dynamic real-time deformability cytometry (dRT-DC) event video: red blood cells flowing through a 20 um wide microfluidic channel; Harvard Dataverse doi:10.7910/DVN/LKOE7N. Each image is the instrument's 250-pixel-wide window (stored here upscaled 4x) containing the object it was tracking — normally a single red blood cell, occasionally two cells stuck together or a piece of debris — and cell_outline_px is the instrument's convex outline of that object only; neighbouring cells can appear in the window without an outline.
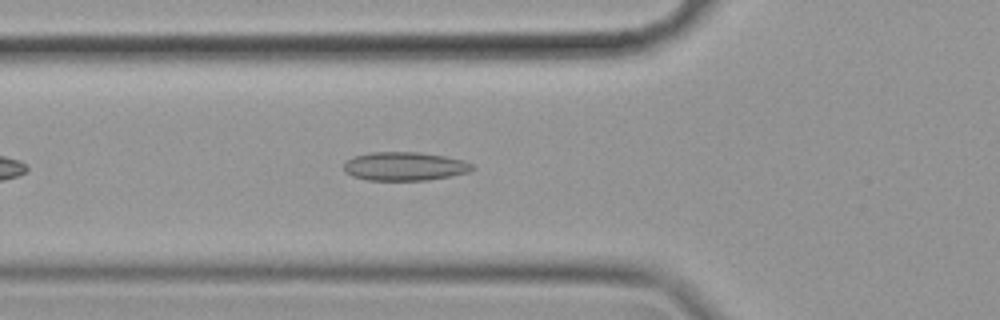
{"species": "common noctule bat (a hibernating species)", "species_latin": "Nyctalus noctula", "temperature_condition": "cold", "stored_images_in_passage": 44, "camera_frame_rate_fps": 3000, "um_per_image_px": 0.085, "animal": {"sex": "female", "body_mass_g": 19.9}, "frame": {"image": 1, "passage_image": 9, "time_ms": 2.667, "image_size_px": [1000, 320], "cell_outline_px": [[476, 168], [468, 172], [428, 180], [368, 180], [352, 176], [344, 172], [344, 164], [352, 156], [372, 152], [420, 152], [444, 156], [464, 160], [472, 164]], "centroid_in_image_um": [34.38, 14.13], "position_along_channel_um": 91.4, "area_um2": 21.44}}
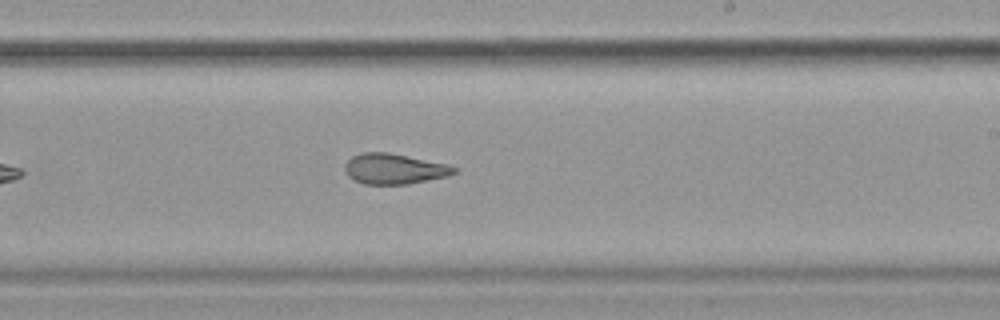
{"frame": {"image": 2, "passage_image": 23, "time_ms": 7.333, "image_size_px": [1000, 320], "cell_outline_px": [[456, 172], [448, 176], [408, 184], [364, 184], [348, 176], [344, 168], [344, 164], [352, 156], [360, 152], [388, 152], [448, 164], [456, 168]], "centroid_in_image_um": [33.49, 14.34], "position_along_channel_um": 255.5, "area_um2": 19.36}}
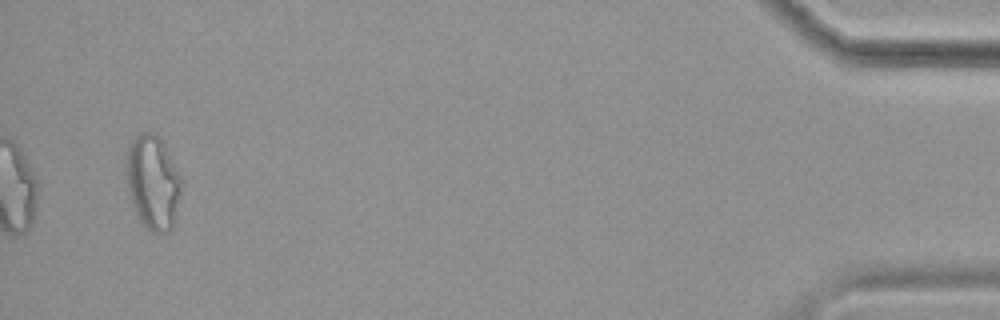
{"frame": {"image": 3, "passage_image": 44, "time_ms": 14.333, "image_size_px": [1000, 320], "cell_outline_px": [[180, 192], [176, 220], [172, 228], [168, 232], [152, 232], [140, 220], [132, 204], [128, 188], [128, 144], [140, 132], [152, 132], [160, 140], [180, 176]], "centroid_in_image_um": [13.0, 15.54], "position_along_channel_um": 422.2, "area_um2": 29.3}, "authors_computed_cell_mechanics": {"area_um2": 20.8947, "velocity_mm_per_s": 3.5132, "shape_relaxation_time_tau1_ms": null, "shape_relaxation_time_tau2_ms": 2.5952, "deformation_change_tau1": null, "deformation_change_tau2": 0.0994}}